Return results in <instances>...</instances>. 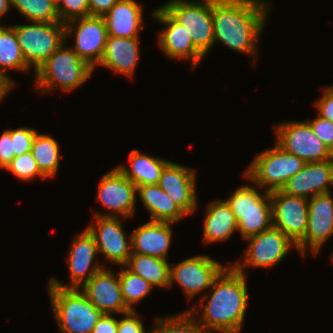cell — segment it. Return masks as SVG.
<instances>
[{"instance_id": "obj_31", "label": "cell", "mask_w": 333, "mask_h": 333, "mask_svg": "<svg viewBox=\"0 0 333 333\" xmlns=\"http://www.w3.org/2000/svg\"><path fill=\"white\" fill-rule=\"evenodd\" d=\"M11 3L29 22L60 21L56 0H11Z\"/></svg>"}, {"instance_id": "obj_29", "label": "cell", "mask_w": 333, "mask_h": 333, "mask_svg": "<svg viewBox=\"0 0 333 333\" xmlns=\"http://www.w3.org/2000/svg\"><path fill=\"white\" fill-rule=\"evenodd\" d=\"M31 153L36 160L40 171L48 178L55 177L58 174L60 166V148L58 142L47 134L35 135Z\"/></svg>"}, {"instance_id": "obj_19", "label": "cell", "mask_w": 333, "mask_h": 333, "mask_svg": "<svg viewBox=\"0 0 333 333\" xmlns=\"http://www.w3.org/2000/svg\"><path fill=\"white\" fill-rule=\"evenodd\" d=\"M194 169L169 161L163 168L158 185L187 215L198 206L197 176Z\"/></svg>"}, {"instance_id": "obj_44", "label": "cell", "mask_w": 333, "mask_h": 333, "mask_svg": "<svg viewBox=\"0 0 333 333\" xmlns=\"http://www.w3.org/2000/svg\"><path fill=\"white\" fill-rule=\"evenodd\" d=\"M12 7L11 0H0V19L6 15L9 9Z\"/></svg>"}, {"instance_id": "obj_6", "label": "cell", "mask_w": 333, "mask_h": 333, "mask_svg": "<svg viewBox=\"0 0 333 333\" xmlns=\"http://www.w3.org/2000/svg\"><path fill=\"white\" fill-rule=\"evenodd\" d=\"M305 161L285 151L276 142L273 148L258 153L249 165L244 177L267 192L281 190L289 178L297 174Z\"/></svg>"}, {"instance_id": "obj_25", "label": "cell", "mask_w": 333, "mask_h": 333, "mask_svg": "<svg viewBox=\"0 0 333 333\" xmlns=\"http://www.w3.org/2000/svg\"><path fill=\"white\" fill-rule=\"evenodd\" d=\"M203 225V242L207 244L225 242L238 231V221L224 199L207 205Z\"/></svg>"}, {"instance_id": "obj_15", "label": "cell", "mask_w": 333, "mask_h": 333, "mask_svg": "<svg viewBox=\"0 0 333 333\" xmlns=\"http://www.w3.org/2000/svg\"><path fill=\"white\" fill-rule=\"evenodd\" d=\"M97 253L95 237L86 228L76 235L67 256L71 283L63 284L54 277H51L49 281L61 288H81L95 273L105 267L104 264L94 260Z\"/></svg>"}, {"instance_id": "obj_24", "label": "cell", "mask_w": 333, "mask_h": 333, "mask_svg": "<svg viewBox=\"0 0 333 333\" xmlns=\"http://www.w3.org/2000/svg\"><path fill=\"white\" fill-rule=\"evenodd\" d=\"M143 6L136 0H119L103 16L108 36L139 37L144 29Z\"/></svg>"}, {"instance_id": "obj_18", "label": "cell", "mask_w": 333, "mask_h": 333, "mask_svg": "<svg viewBox=\"0 0 333 333\" xmlns=\"http://www.w3.org/2000/svg\"><path fill=\"white\" fill-rule=\"evenodd\" d=\"M164 28L158 33L157 43L171 59L191 60L192 70L206 57L193 44L184 26L176 22L161 6L151 13Z\"/></svg>"}, {"instance_id": "obj_4", "label": "cell", "mask_w": 333, "mask_h": 333, "mask_svg": "<svg viewBox=\"0 0 333 333\" xmlns=\"http://www.w3.org/2000/svg\"><path fill=\"white\" fill-rule=\"evenodd\" d=\"M80 290L54 286L49 281L48 294L61 333H92L103 314Z\"/></svg>"}, {"instance_id": "obj_16", "label": "cell", "mask_w": 333, "mask_h": 333, "mask_svg": "<svg viewBox=\"0 0 333 333\" xmlns=\"http://www.w3.org/2000/svg\"><path fill=\"white\" fill-rule=\"evenodd\" d=\"M93 220L86 228L95 237L98 253L105 261L125 266L132 252L131 236L126 237L122 218L94 216Z\"/></svg>"}, {"instance_id": "obj_33", "label": "cell", "mask_w": 333, "mask_h": 333, "mask_svg": "<svg viewBox=\"0 0 333 333\" xmlns=\"http://www.w3.org/2000/svg\"><path fill=\"white\" fill-rule=\"evenodd\" d=\"M119 280L122 296L126 306L131 310L136 303L140 302L150 291H152L153 286L145 281L142 277L133 274L125 266L120 267Z\"/></svg>"}, {"instance_id": "obj_11", "label": "cell", "mask_w": 333, "mask_h": 333, "mask_svg": "<svg viewBox=\"0 0 333 333\" xmlns=\"http://www.w3.org/2000/svg\"><path fill=\"white\" fill-rule=\"evenodd\" d=\"M209 255H196L170 264V287L178 283L188 300L212 287L214 280L227 267Z\"/></svg>"}, {"instance_id": "obj_42", "label": "cell", "mask_w": 333, "mask_h": 333, "mask_svg": "<svg viewBox=\"0 0 333 333\" xmlns=\"http://www.w3.org/2000/svg\"><path fill=\"white\" fill-rule=\"evenodd\" d=\"M119 0H89V15L103 17Z\"/></svg>"}, {"instance_id": "obj_5", "label": "cell", "mask_w": 333, "mask_h": 333, "mask_svg": "<svg viewBox=\"0 0 333 333\" xmlns=\"http://www.w3.org/2000/svg\"><path fill=\"white\" fill-rule=\"evenodd\" d=\"M255 184L241 185L225 200L238 221L243 239L257 235L273 226L270 192L260 194Z\"/></svg>"}, {"instance_id": "obj_23", "label": "cell", "mask_w": 333, "mask_h": 333, "mask_svg": "<svg viewBox=\"0 0 333 333\" xmlns=\"http://www.w3.org/2000/svg\"><path fill=\"white\" fill-rule=\"evenodd\" d=\"M140 37L107 36L104 52L97 66L132 78L140 57Z\"/></svg>"}, {"instance_id": "obj_39", "label": "cell", "mask_w": 333, "mask_h": 333, "mask_svg": "<svg viewBox=\"0 0 333 333\" xmlns=\"http://www.w3.org/2000/svg\"><path fill=\"white\" fill-rule=\"evenodd\" d=\"M314 106L317 108L318 116L333 122V85L324 89Z\"/></svg>"}, {"instance_id": "obj_13", "label": "cell", "mask_w": 333, "mask_h": 333, "mask_svg": "<svg viewBox=\"0 0 333 333\" xmlns=\"http://www.w3.org/2000/svg\"><path fill=\"white\" fill-rule=\"evenodd\" d=\"M136 198L137 186L115 167L101 177L97 190V201L110 210V214L95 211L94 215L131 218L134 214Z\"/></svg>"}, {"instance_id": "obj_3", "label": "cell", "mask_w": 333, "mask_h": 333, "mask_svg": "<svg viewBox=\"0 0 333 333\" xmlns=\"http://www.w3.org/2000/svg\"><path fill=\"white\" fill-rule=\"evenodd\" d=\"M66 44L65 40L34 73V86L41 94L58 88L71 92L91 78L95 71Z\"/></svg>"}, {"instance_id": "obj_28", "label": "cell", "mask_w": 333, "mask_h": 333, "mask_svg": "<svg viewBox=\"0 0 333 333\" xmlns=\"http://www.w3.org/2000/svg\"><path fill=\"white\" fill-rule=\"evenodd\" d=\"M125 267L133 274L142 277L153 287L170 288V264L168 260L131 253Z\"/></svg>"}, {"instance_id": "obj_37", "label": "cell", "mask_w": 333, "mask_h": 333, "mask_svg": "<svg viewBox=\"0 0 333 333\" xmlns=\"http://www.w3.org/2000/svg\"><path fill=\"white\" fill-rule=\"evenodd\" d=\"M314 134L333 152V122L316 116L313 120H306Z\"/></svg>"}, {"instance_id": "obj_12", "label": "cell", "mask_w": 333, "mask_h": 333, "mask_svg": "<svg viewBox=\"0 0 333 333\" xmlns=\"http://www.w3.org/2000/svg\"><path fill=\"white\" fill-rule=\"evenodd\" d=\"M66 41L74 35L73 51L92 68L100 63L106 40V24L101 16L88 15L65 23Z\"/></svg>"}, {"instance_id": "obj_7", "label": "cell", "mask_w": 333, "mask_h": 333, "mask_svg": "<svg viewBox=\"0 0 333 333\" xmlns=\"http://www.w3.org/2000/svg\"><path fill=\"white\" fill-rule=\"evenodd\" d=\"M10 25L27 65L34 73L66 40L65 23L61 21Z\"/></svg>"}, {"instance_id": "obj_43", "label": "cell", "mask_w": 333, "mask_h": 333, "mask_svg": "<svg viewBox=\"0 0 333 333\" xmlns=\"http://www.w3.org/2000/svg\"><path fill=\"white\" fill-rule=\"evenodd\" d=\"M15 85V81L9 75L0 72V101L6 97Z\"/></svg>"}, {"instance_id": "obj_41", "label": "cell", "mask_w": 333, "mask_h": 333, "mask_svg": "<svg viewBox=\"0 0 333 333\" xmlns=\"http://www.w3.org/2000/svg\"><path fill=\"white\" fill-rule=\"evenodd\" d=\"M118 319L112 314H102L92 333H117Z\"/></svg>"}, {"instance_id": "obj_21", "label": "cell", "mask_w": 333, "mask_h": 333, "mask_svg": "<svg viewBox=\"0 0 333 333\" xmlns=\"http://www.w3.org/2000/svg\"><path fill=\"white\" fill-rule=\"evenodd\" d=\"M333 185V159L305 163L304 167L288 179L281 191L291 196L312 198L329 193Z\"/></svg>"}, {"instance_id": "obj_2", "label": "cell", "mask_w": 333, "mask_h": 333, "mask_svg": "<svg viewBox=\"0 0 333 333\" xmlns=\"http://www.w3.org/2000/svg\"><path fill=\"white\" fill-rule=\"evenodd\" d=\"M268 4L265 0H212L214 45L219 41L257 60L259 38L271 9Z\"/></svg>"}, {"instance_id": "obj_32", "label": "cell", "mask_w": 333, "mask_h": 333, "mask_svg": "<svg viewBox=\"0 0 333 333\" xmlns=\"http://www.w3.org/2000/svg\"><path fill=\"white\" fill-rule=\"evenodd\" d=\"M154 318L152 333H209L187 309L173 316Z\"/></svg>"}, {"instance_id": "obj_30", "label": "cell", "mask_w": 333, "mask_h": 333, "mask_svg": "<svg viewBox=\"0 0 333 333\" xmlns=\"http://www.w3.org/2000/svg\"><path fill=\"white\" fill-rule=\"evenodd\" d=\"M7 69L26 73L31 68L22 55L14 29L10 25H0V72L7 75Z\"/></svg>"}, {"instance_id": "obj_35", "label": "cell", "mask_w": 333, "mask_h": 333, "mask_svg": "<svg viewBox=\"0 0 333 333\" xmlns=\"http://www.w3.org/2000/svg\"><path fill=\"white\" fill-rule=\"evenodd\" d=\"M56 2L62 23L89 15V0H56Z\"/></svg>"}, {"instance_id": "obj_1", "label": "cell", "mask_w": 333, "mask_h": 333, "mask_svg": "<svg viewBox=\"0 0 333 333\" xmlns=\"http://www.w3.org/2000/svg\"><path fill=\"white\" fill-rule=\"evenodd\" d=\"M208 292L188 310L197 317L198 307L204 309L196 319L209 333H240L249 300L246 274L228 264Z\"/></svg>"}, {"instance_id": "obj_40", "label": "cell", "mask_w": 333, "mask_h": 333, "mask_svg": "<svg viewBox=\"0 0 333 333\" xmlns=\"http://www.w3.org/2000/svg\"><path fill=\"white\" fill-rule=\"evenodd\" d=\"M13 141L11 140V129L5 130L0 136V168L6 169L15 157Z\"/></svg>"}, {"instance_id": "obj_9", "label": "cell", "mask_w": 333, "mask_h": 333, "mask_svg": "<svg viewBox=\"0 0 333 333\" xmlns=\"http://www.w3.org/2000/svg\"><path fill=\"white\" fill-rule=\"evenodd\" d=\"M248 247L243 253L242 261L238 260L232 266L240 273L245 274V268H269L281 263L288 254L290 248L298 251L294 243L281 230L272 226L257 235L245 239Z\"/></svg>"}, {"instance_id": "obj_14", "label": "cell", "mask_w": 333, "mask_h": 333, "mask_svg": "<svg viewBox=\"0 0 333 333\" xmlns=\"http://www.w3.org/2000/svg\"><path fill=\"white\" fill-rule=\"evenodd\" d=\"M273 226L298 244L308 224V198L291 196L281 190L270 192Z\"/></svg>"}, {"instance_id": "obj_17", "label": "cell", "mask_w": 333, "mask_h": 333, "mask_svg": "<svg viewBox=\"0 0 333 333\" xmlns=\"http://www.w3.org/2000/svg\"><path fill=\"white\" fill-rule=\"evenodd\" d=\"M331 192L308 199V224L305 237L297 244L298 252L305 256L307 249L317 255L324 243L333 235V196Z\"/></svg>"}, {"instance_id": "obj_20", "label": "cell", "mask_w": 333, "mask_h": 333, "mask_svg": "<svg viewBox=\"0 0 333 333\" xmlns=\"http://www.w3.org/2000/svg\"><path fill=\"white\" fill-rule=\"evenodd\" d=\"M81 289L103 314H124L131 311L122 296L119 273L116 275L111 268L104 267L95 273Z\"/></svg>"}, {"instance_id": "obj_8", "label": "cell", "mask_w": 333, "mask_h": 333, "mask_svg": "<svg viewBox=\"0 0 333 333\" xmlns=\"http://www.w3.org/2000/svg\"><path fill=\"white\" fill-rule=\"evenodd\" d=\"M161 7L190 35L205 56L214 46L212 0H170Z\"/></svg>"}, {"instance_id": "obj_27", "label": "cell", "mask_w": 333, "mask_h": 333, "mask_svg": "<svg viewBox=\"0 0 333 333\" xmlns=\"http://www.w3.org/2000/svg\"><path fill=\"white\" fill-rule=\"evenodd\" d=\"M169 161L160 157L143 154L133 149L129 154L130 167L117 165V169L137 187L141 185L158 184L161 172Z\"/></svg>"}, {"instance_id": "obj_36", "label": "cell", "mask_w": 333, "mask_h": 333, "mask_svg": "<svg viewBox=\"0 0 333 333\" xmlns=\"http://www.w3.org/2000/svg\"><path fill=\"white\" fill-rule=\"evenodd\" d=\"M36 133L37 131L31 127L11 129V140L13 141L15 157L31 151Z\"/></svg>"}, {"instance_id": "obj_10", "label": "cell", "mask_w": 333, "mask_h": 333, "mask_svg": "<svg viewBox=\"0 0 333 333\" xmlns=\"http://www.w3.org/2000/svg\"><path fill=\"white\" fill-rule=\"evenodd\" d=\"M274 129L276 143L306 163L333 159V152L314 134L305 120L280 123Z\"/></svg>"}, {"instance_id": "obj_34", "label": "cell", "mask_w": 333, "mask_h": 333, "mask_svg": "<svg viewBox=\"0 0 333 333\" xmlns=\"http://www.w3.org/2000/svg\"><path fill=\"white\" fill-rule=\"evenodd\" d=\"M5 170L12 172L13 175L24 181H31L36 177L48 180L40 171L31 151L14 157Z\"/></svg>"}, {"instance_id": "obj_26", "label": "cell", "mask_w": 333, "mask_h": 333, "mask_svg": "<svg viewBox=\"0 0 333 333\" xmlns=\"http://www.w3.org/2000/svg\"><path fill=\"white\" fill-rule=\"evenodd\" d=\"M139 199L150 212V221L178 223L188 216L158 184L137 187Z\"/></svg>"}, {"instance_id": "obj_38", "label": "cell", "mask_w": 333, "mask_h": 333, "mask_svg": "<svg viewBox=\"0 0 333 333\" xmlns=\"http://www.w3.org/2000/svg\"><path fill=\"white\" fill-rule=\"evenodd\" d=\"M124 318L118 320L117 333H152L151 330L145 332L142 320L136 310L123 314Z\"/></svg>"}, {"instance_id": "obj_22", "label": "cell", "mask_w": 333, "mask_h": 333, "mask_svg": "<svg viewBox=\"0 0 333 333\" xmlns=\"http://www.w3.org/2000/svg\"><path fill=\"white\" fill-rule=\"evenodd\" d=\"M171 222L148 221L130 233L131 252L167 260L173 232Z\"/></svg>"}]
</instances>
